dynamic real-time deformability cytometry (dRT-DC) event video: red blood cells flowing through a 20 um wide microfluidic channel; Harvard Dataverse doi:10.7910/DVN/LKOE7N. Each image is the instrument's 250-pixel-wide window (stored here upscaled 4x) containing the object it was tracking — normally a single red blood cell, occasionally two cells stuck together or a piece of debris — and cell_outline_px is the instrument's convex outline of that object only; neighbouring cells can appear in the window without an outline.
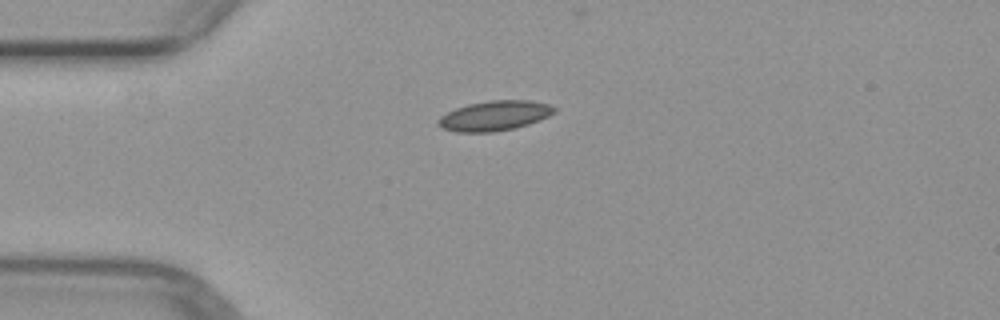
{"species": "common noctule bat (a hibernating species)", "species_latin": "Nyctalus noctula", "temperature_condition": "warm", "stored_images_in_passage": 4, "camera_frame_rate_fps": 3000, "um_per_image_px": 0.085, "animal": {"sex": "female", "body_mass_g": 29.2, "forearm_length_mm": 56.3}, "frame": {"image": 1, "passage_image": 1, "time_ms": 0.0, "image_size_px": [1000, 320], "cell_outline_px": [[556, 112], [540, 120], [516, 128], [492, 132], [456, 132], [444, 128], [436, 124], [436, 120], [440, 116], [456, 108], [468, 104], [488, 100], [528, 100], [548, 104], [556, 108]], "centroid_in_image_um": [42.03, 9.84], "position_along_channel_um": 43.0, "area_um2": 20.29}}
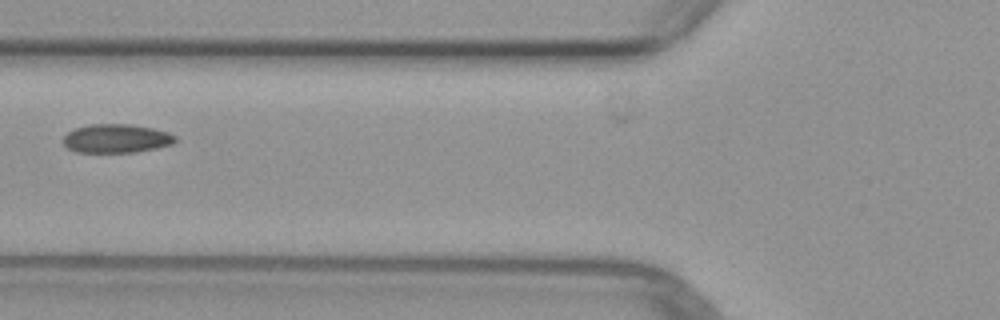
{"frame": {"image": 2, "passage_image": 3, "time_ms": 2.333, "image_size_px": [1000, 320], "cell_outline_px": [[176, 140], [172, 144], [156, 148], [136, 152], [76, 152], [68, 148], [64, 144], [64, 136], [68, 132], [76, 128], [92, 124], [128, 124], [152, 128], [168, 132], [176, 136]], "centroid_in_image_um": [9.9, 11.77], "position_along_channel_um": 115.9, "area_um2": 18.61}}
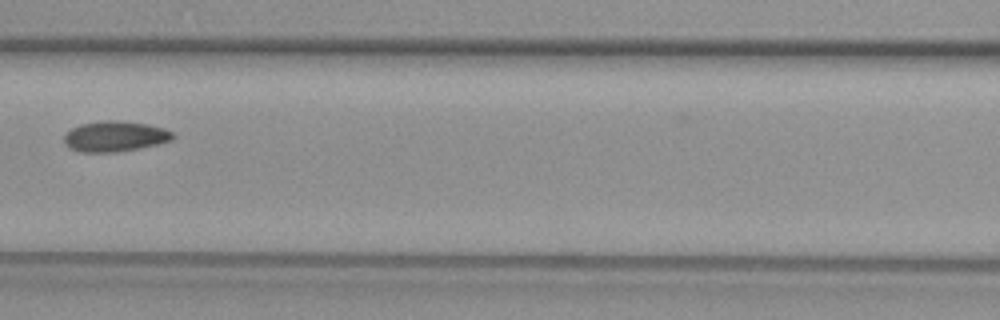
{"frame": {"image": 3, "passage_image": 4, "time_ms": 3.333, "image_size_px": [1000, 320], "cell_outline_px": [[176, 136], [172, 140], [140, 148], [116, 152], [80, 152], [68, 148], [64, 144], [64, 136], [72, 128], [80, 124], [104, 120], [116, 120], [148, 124], [164, 128], [172, 132]], "centroid_in_image_um": [9.76, 11.59], "position_along_channel_um": 156.8, "area_um2": 19.42}}